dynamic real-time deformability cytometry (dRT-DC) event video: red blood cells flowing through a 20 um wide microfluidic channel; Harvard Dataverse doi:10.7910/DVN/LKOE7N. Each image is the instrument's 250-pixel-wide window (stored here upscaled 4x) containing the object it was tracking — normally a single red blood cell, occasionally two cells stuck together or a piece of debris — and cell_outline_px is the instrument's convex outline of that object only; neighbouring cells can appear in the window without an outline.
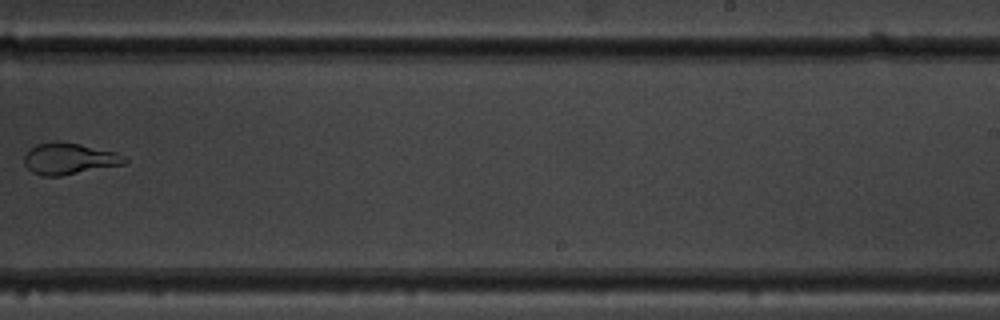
{"species": "common noctule bat (a hibernating species)", "species_latin": "Nyctalus noctula", "temperature_condition": "warm", "stored_images_in_passage": 11, "camera_frame_rate_fps": 3000, "um_per_image_px": 0.085, "animal": {"sex": "male", "body_mass_g": 19.5, "forearm_length_mm": 54.6}, "frame": {"image": 1, "passage_image": 10, "time_ms": 3.0, "image_size_px": [1000, 320], "cell_outline_px": [[128, 164], [60, 176], [44, 176], [32, 172], [24, 164], [24, 156], [28, 148], [36, 144], [56, 140], [80, 144], [116, 152], [128, 160]], "centroid_in_image_um": [5.87, 13.48], "position_along_channel_um": 283.1, "area_um2": 18.67}}